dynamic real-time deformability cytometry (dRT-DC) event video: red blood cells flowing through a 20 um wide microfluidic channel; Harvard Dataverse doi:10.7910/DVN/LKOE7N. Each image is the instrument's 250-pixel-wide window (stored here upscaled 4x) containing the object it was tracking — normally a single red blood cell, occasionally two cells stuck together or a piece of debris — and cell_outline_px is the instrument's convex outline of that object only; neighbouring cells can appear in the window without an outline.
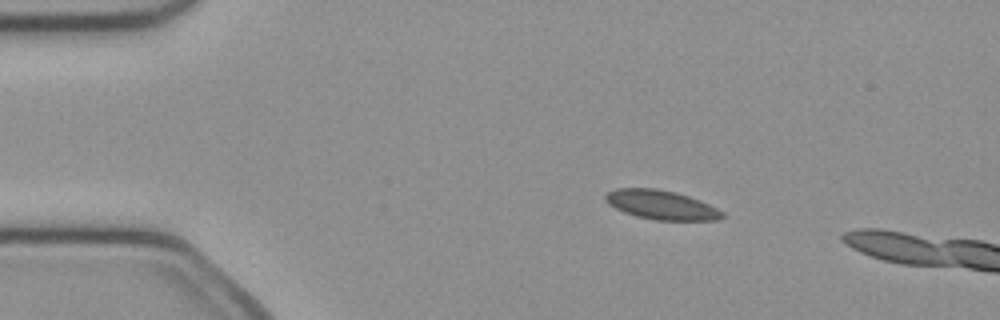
{"species": "common noctule bat (a hibernating species)", "species_latin": "Nyctalus noctula", "temperature_condition": "cold", "stored_images_in_passage": 4, "camera_frame_rate_fps": 3000, "um_per_image_px": 0.085, "animal": {"sex": "female", "body_mass_g": 21.9}, "frame": {"image": 1, "passage_image": 1, "time_ms": 0.0, "image_size_px": [1000, 320], "cell_outline_px": [[728, 216], [720, 220], [656, 220], [636, 216], [624, 212], [608, 204], [604, 200], [604, 196], [608, 192], [616, 188], [656, 188], [676, 192], [700, 200], [724, 212]], "centroid_in_image_um": [56.23, 17.41], "position_along_channel_um": 28.8, "area_um2": 20.0}}